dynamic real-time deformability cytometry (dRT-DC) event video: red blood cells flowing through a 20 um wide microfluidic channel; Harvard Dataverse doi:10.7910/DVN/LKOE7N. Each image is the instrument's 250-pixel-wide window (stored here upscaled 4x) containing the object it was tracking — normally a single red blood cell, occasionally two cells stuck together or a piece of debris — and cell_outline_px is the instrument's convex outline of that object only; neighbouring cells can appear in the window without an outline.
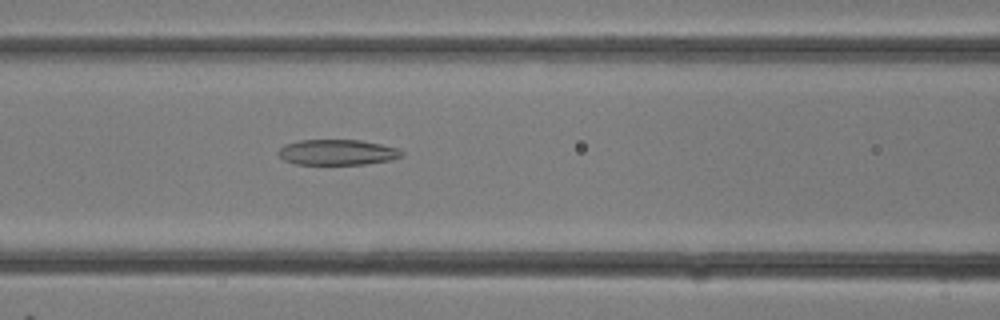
{"species": "common noctule bat (a hibernating species)", "species_latin": "Nyctalus noctula", "temperature_condition": "room temperature", "stored_images_in_passage": 23, "camera_frame_rate_fps": 3000, "um_per_image_px": 0.085, "animal": {"sex": "female"}, "frame": {"image": 1, "passage_image": 9, "time_ms": 2.667, "image_size_px": [1000, 320], "cell_outline_px": [[404, 156], [392, 160], [364, 164], [296, 164], [284, 160], [276, 152], [284, 144], [300, 140], [360, 140], [400, 148], [404, 152]], "centroid_in_image_um": [28.7, 12.94], "position_along_channel_um": 137.9, "area_um2": 18.5}}
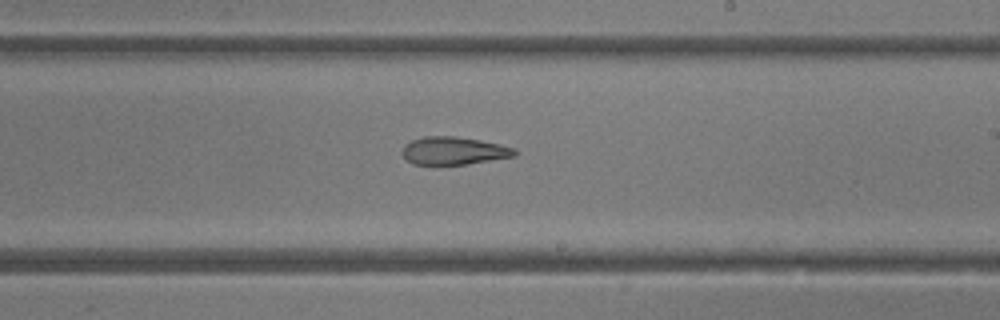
{"frame": {"image": 2, "passage_image": 14, "time_ms": 4.333, "image_size_px": [1000, 320], "cell_outline_px": [[516, 156], [468, 164], [412, 164], [400, 152], [404, 144], [412, 140], [424, 136], [456, 136], [480, 140], [500, 144], [516, 148]], "centroid_in_image_um": [38.57, 12.81], "position_along_channel_um": 250.4, "area_um2": 18.32}}
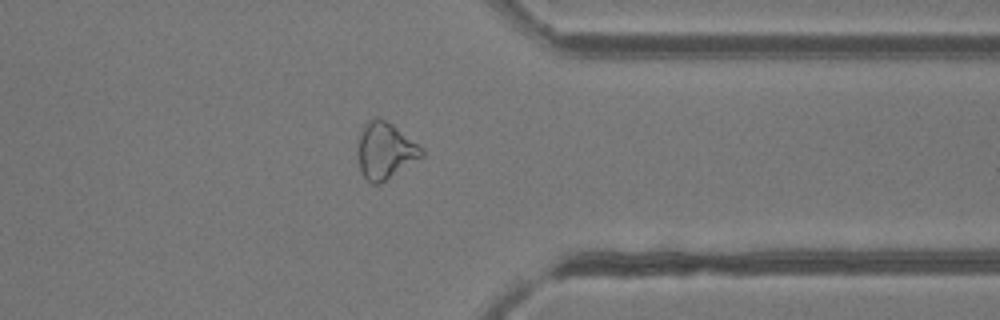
{"frame": {"image": 3, "passage_image": 20, "time_ms": 6.333, "image_size_px": [1000, 320], "cell_outline_px": [[424, 156], [380, 184], [372, 184], [360, 172], [356, 152], [360, 132], [368, 120], [376, 116], [392, 124], [424, 148]], "centroid_in_image_um": [32.72, 12.81], "position_along_channel_um": 378.7, "area_um2": 21.27}}